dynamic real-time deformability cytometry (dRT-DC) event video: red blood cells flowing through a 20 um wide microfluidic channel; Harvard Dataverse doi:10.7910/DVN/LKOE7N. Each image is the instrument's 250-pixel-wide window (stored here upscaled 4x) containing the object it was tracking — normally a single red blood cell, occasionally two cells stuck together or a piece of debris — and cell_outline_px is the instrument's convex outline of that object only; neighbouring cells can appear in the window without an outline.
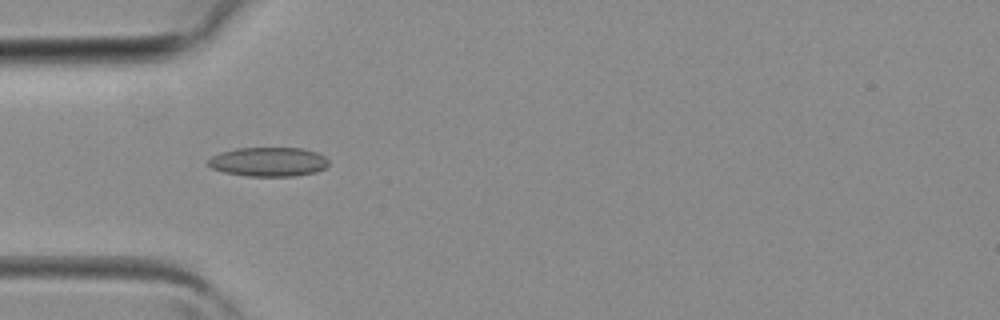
{"species": "common noctule bat (a hibernating species)", "species_latin": "Nyctalus noctula", "temperature_condition": "room temperature", "stored_images_in_passage": 4, "camera_frame_rate_fps": 3000, "um_per_image_px": 0.085, "animal": {"sex": "female", "body_mass_g": 19.3, "forearm_length_mm": 54.1}, "frame": {"image": 1, "passage_image": 3, "time_ms": 0.667, "image_size_px": [1000, 320], "cell_outline_px": [[328, 164], [324, 168], [316, 172], [296, 176], [248, 176], [224, 172], [212, 168], [204, 164], [212, 156], [220, 152], [236, 148], [304, 148], [316, 152], [324, 156], [328, 160]], "centroid_in_image_um": [22.8, 13.75], "position_along_channel_um": 62.2, "area_um2": 20.63}}
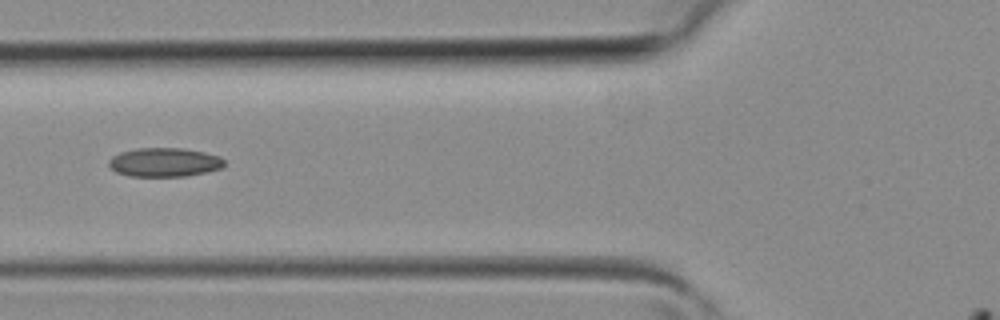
{"frame": {"image": 2, "passage_image": 4, "time_ms": 1.0, "image_size_px": [1000, 320], "cell_outline_px": [[224, 164], [220, 168], [208, 172], [188, 176], [128, 176], [116, 172], [108, 168], [108, 160], [112, 156], [120, 152], [136, 148], [180, 148], [204, 152], [220, 156], [224, 160]], "centroid_in_image_um": [13.93, 13.8], "position_along_channel_um": 111.9, "area_um2": 19.65}}